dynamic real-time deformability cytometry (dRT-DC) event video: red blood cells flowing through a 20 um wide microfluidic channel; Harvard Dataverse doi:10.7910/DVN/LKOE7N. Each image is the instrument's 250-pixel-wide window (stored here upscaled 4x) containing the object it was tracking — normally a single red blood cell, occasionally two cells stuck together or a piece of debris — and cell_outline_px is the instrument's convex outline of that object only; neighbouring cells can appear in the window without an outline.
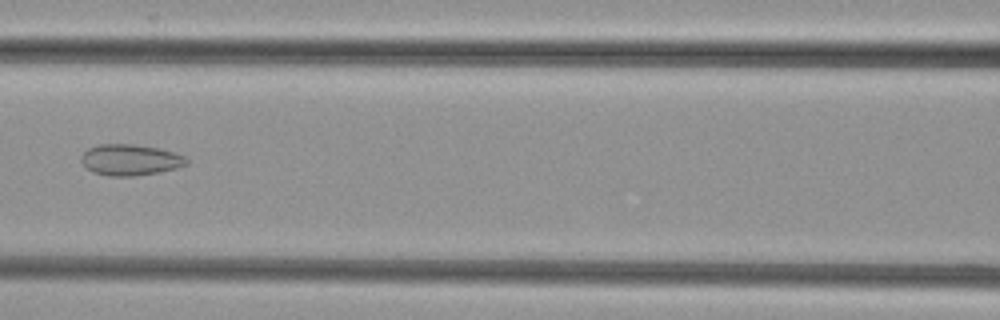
{"species": "common noctule bat (a hibernating species)", "species_latin": "Nyctalus noctula", "temperature_condition": "cold", "stored_images_in_passage": 9, "camera_frame_rate_fps": 3000, "um_per_image_px": 0.085, "animal": {"sex": "female", "body_mass_g": 29.2, "forearm_length_mm": 56.3}, "frame": {"image": 1, "passage_image": 8, "time_ms": 2.333, "image_size_px": [1000, 320], "cell_outline_px": [[188, 164], [176, 168], [160, 172], [136, 176], [108, 176], [92, 172], [84, 168], [80, 160], [80, 156], [88, 148], [96, 144], [132, 144], [156, 148], [172, 152], [184, 156], [188, 160]], "centroid_in_image_um": [11.01, 13.6], "position_along_channel_um": 155.6, "area_um2": 19.25}}
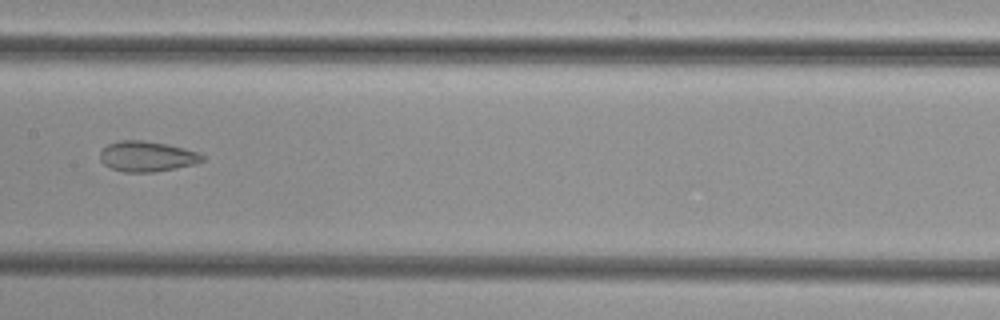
{"frame": {"image": 2, "passage_image": 9, "time_ms": 2.667, "image_size_px": [1000, 320], "cell_outline_px": [[204, 160], [196, 164], [176, 168], [152, 172], [124, 172], [112, 168], [104, 164], [100, 160], [100, 152], [108, 144], [120, 140], [144, 140], [168, 144], [200, 152], [204, 156]], "centroid_in_image_um": [12.52, 13.29], "position_along_channel_um": 194.9, "area_um2": 18.21}}